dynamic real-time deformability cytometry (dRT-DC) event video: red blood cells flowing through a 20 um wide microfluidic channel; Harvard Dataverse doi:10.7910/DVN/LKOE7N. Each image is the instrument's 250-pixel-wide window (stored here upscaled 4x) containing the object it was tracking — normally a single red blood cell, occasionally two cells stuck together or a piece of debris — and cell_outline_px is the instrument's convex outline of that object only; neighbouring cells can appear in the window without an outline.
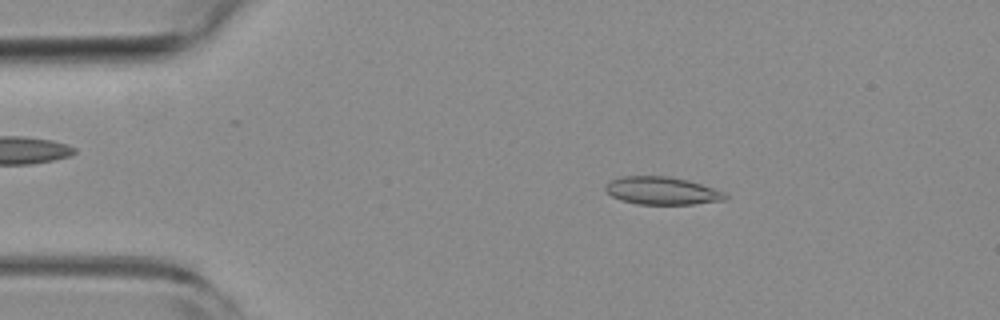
{"species": "common noctule bat (a hibernating species)", "species_latin": "Nyctalus noctula", "temperature_condition": "room temperature", "stored_images_in_passage": 52, "camera_frame_rate_fps": 3000, "um_per_image_px": 0.085, "animal": {"sex": "female", "body_mass_g": 19.3, "forearm_length_mm": 54.1}, "frame": {"image": 1, "passage_image": 8, "time_ms": 2.333, "image_size_px": [1000, 320], "cell_outline_px": [[728, 200], [692, 204], [636, 204], [620, 200], [612, 196], [604, 188], [612, 180], [620, 176], [668, 176], [688, 180], [724, 192], [728, 196]], "centroid_in_image_um": [56.28, 16.22], "position_along_channel_um": 28.7, "area_um2": 19.31}}
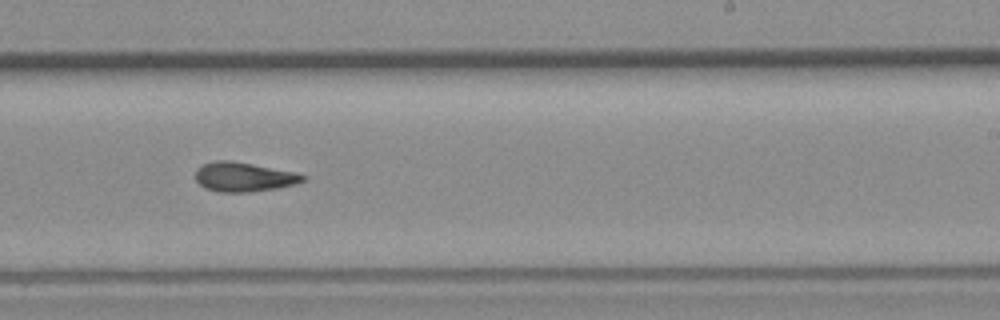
{"frame": {"image": 2, "passage_image": 31, "time_ms": 10.0, "image_size_px": [1000, 320], "cell_outline_px": [[308, 176], [304, 180], [296, 184], [276, 188], [248, 192], [220, 192], [204, 188], [196, 180], [196, 168], [200, 164], [212, 160], [232, 160], [296, 172]], "centroid_in_image_um": [20.7, 15.02], "position_along_channel_um": 268.3, "area_um2": 18.61}}
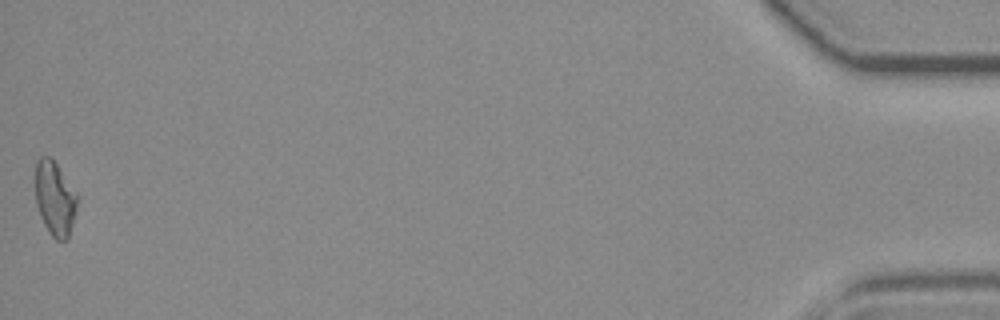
{"frame": {"image": 3, "passage_image": 52, "time_ms": 17.0, "image_size_px": [1000, 320], "cell_outline_px": [[76, 212], [68, 240], [56, 240], [52, 236], [44, 224], [40, 216], [36, 204], [36, 160], [40, 156], [48, 156], [56, 164], [76, 192]], "centroid_in_image_um": [4.66, 16.9], "position_along_channel_um": 430.5, "area_um2": 17.92}, "authors_computed_cell_mechanics": {"area_um2": 18.207, "velocity_mm_per_s": 3.8183, "shape_relaxation_time_tau1_ms": null, "shape_relaxation_time_tau2_ms": 3.1532, "deformation_change_tau1": null, "deformation_change_tau2": 0.1018}}